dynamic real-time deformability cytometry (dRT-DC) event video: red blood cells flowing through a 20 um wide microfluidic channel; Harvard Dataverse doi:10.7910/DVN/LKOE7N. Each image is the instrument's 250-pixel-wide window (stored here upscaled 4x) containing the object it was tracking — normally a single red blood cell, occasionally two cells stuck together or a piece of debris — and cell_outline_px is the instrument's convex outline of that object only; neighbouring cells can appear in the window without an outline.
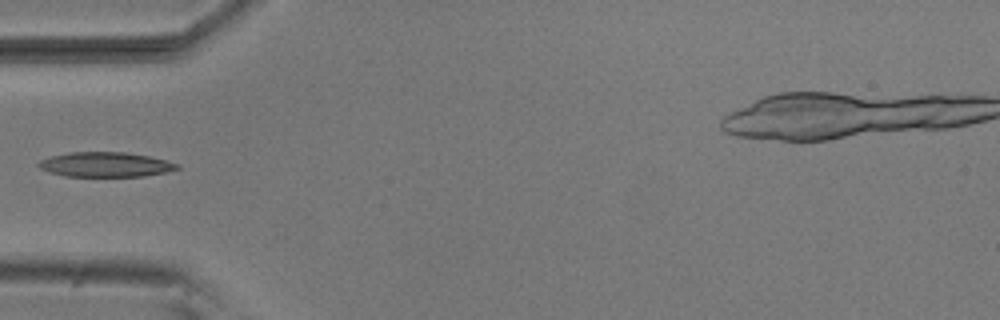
{"species": "common noctule bat (a hibernating species)", "species_latin": "Nyctalus noctula", "temperature_condition": "room temperature", "stored_images_in_passage": 36, "camera_frame_rate_fps": 3000, "um_per_image_px": 0.085, "animal": {"sex": "male", "body_mass_g": 20.5, "forearm_length_mm": 52.5}, "frame": {"image": 1, "passage_image": 1, "time_ms": 0.0, "image_size_px": [1000, 320], "cell_outline_px": [[180, 168], [168, 172], [144, 176], [64, 176], [48, 172], [40, 168], [36, 164], [40, 160], [52, 156], [68, 152], [124, 152], [148, 156], [180, 164]], "centroid_in_image_um": [8.96, 13.99], "position_along_channel_um": 76.0, "area_um2": 20.0}}
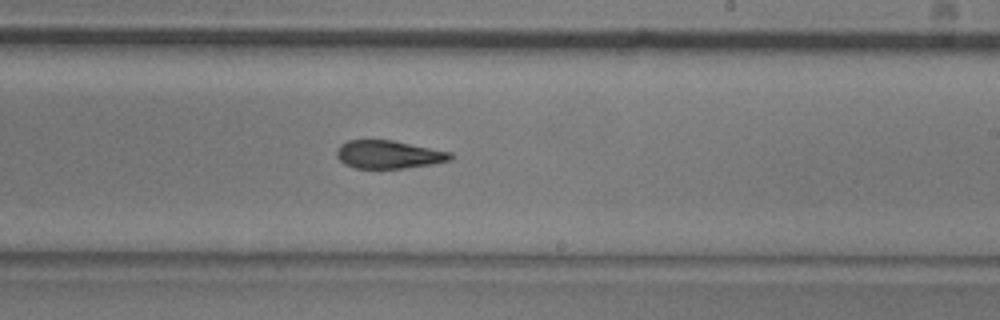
{"frame": {"image": 2, "passage_image": 15, "time_ms": 4.667, "image_size_px": [1000, 320], "cell_outline_px": [[452, 160], [432, 164], [404, 168], [356, 168], [344, 164], [336, 156], [336, 152], [340, 144], [348, 140], [392, 140], [452, 152]], "centroid_in_image_um": [33.03, 13.13], "position_along_channel_um": 256.0, "area_um2": 18.61}}
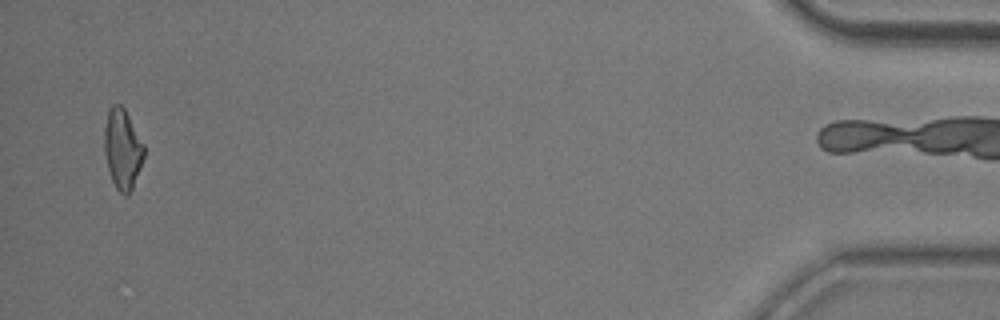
{"frame": {"image": 3, "passage_image": 35, "time_ms": 11.333, "image_size_px": [1000, 320], "cell_outline_px": [[144, 156], [140, 168], [132, 188], [128, 196], [124, 196], [116, 188], [112, 180], [108, 168], [104, 152], [104, 128], [108, 112], [112, 104], [120, 104], [124, 108], [144, 144]], "centroid_in_image_um": [10.4, 12.67], "position_along_channel_um": 424.8, "area_um2": 18.38}}